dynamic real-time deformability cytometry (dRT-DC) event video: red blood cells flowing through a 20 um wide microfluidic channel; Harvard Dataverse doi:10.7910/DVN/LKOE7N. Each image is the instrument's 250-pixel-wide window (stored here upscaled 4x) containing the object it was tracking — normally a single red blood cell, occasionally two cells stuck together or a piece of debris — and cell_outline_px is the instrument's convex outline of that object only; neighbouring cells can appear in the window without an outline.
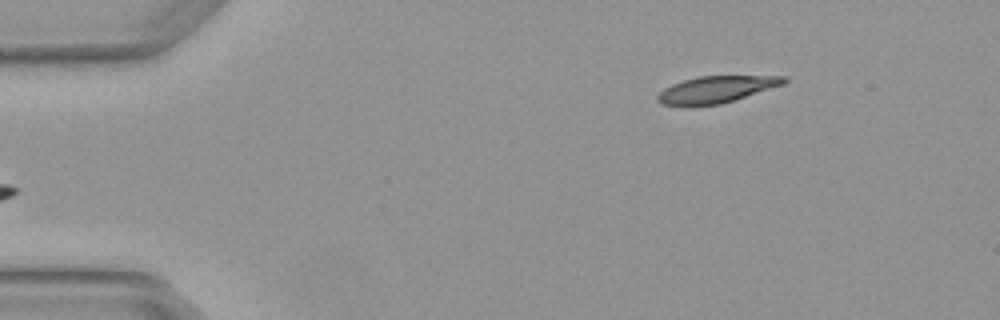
{"species": "Egyptian fruit bat (a non-hibernating species)", "species_latin": "Rousettus aegyptiacus", "temperature_condition": "warm", "stored_images_in_passage": 4, "segment_of_instrument_passage": [2, 2], "camera_frame_rate_fps": 3000, "um_per_image_px": 0.085, "animal": {"sex": "female"}, "frame": {"image": 1, "passage_image": 4, "time_ms": 1.0, "image_size_px": [1000, 320], "cell_outline_px": [[788, 80], [784, 84], [720, 104], [664, 104], [656, 100], [656, 96], [664, 88], [672, 84], [696, 76], [788, 76]], "centroid_in_image_um": [60.91, 7.57], "position_along_channel_um": 24.1, "area_um2": 19.13}}